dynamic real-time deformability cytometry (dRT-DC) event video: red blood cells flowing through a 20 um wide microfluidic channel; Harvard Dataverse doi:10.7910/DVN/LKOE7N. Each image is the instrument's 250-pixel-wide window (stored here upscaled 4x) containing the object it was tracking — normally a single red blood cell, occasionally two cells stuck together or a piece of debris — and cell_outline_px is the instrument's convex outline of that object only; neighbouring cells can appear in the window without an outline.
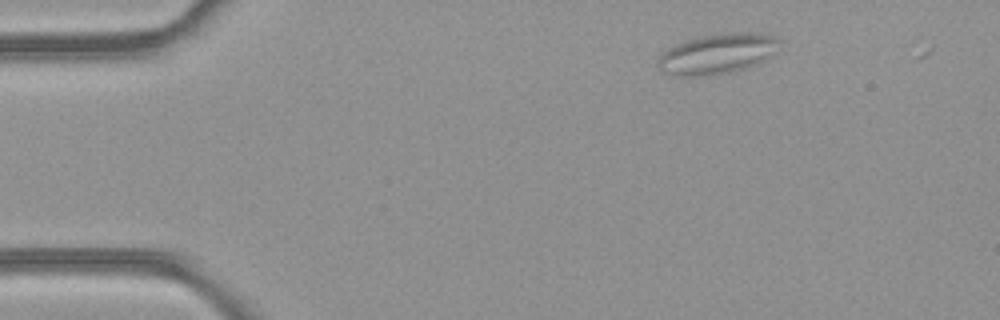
{"species": "common noctule bat (a hibernating species)", "species_latin": "Nyctalus noctula", "temperature_condition": "room temperature", "stored_images_in_passage": 39, "camera_frame_rate_fps": 3000, "um_per_image_px": 0.085, "animal": {"sex": "female", "body_mass_g": 21.9}, "frame": {"image": 1, "passage_image": 2, "time_ms": 0.333, "image_size_px": [1000, 320], "cell_outline_px": [[780, 40], [764, 60], [756, 64], [744, 68], [728, 72], [704, 76], [676, 76], [664, 72], [656, 64], [660, 56], [668, 48], [676, 44], [688, 40], [704, 36], [728, 32], [756, 32], [776, 36]], "centroid_in_image_um": [60.93, 4.57], "position_along_channel_um": 24.1, "area_um2": 27.92}}
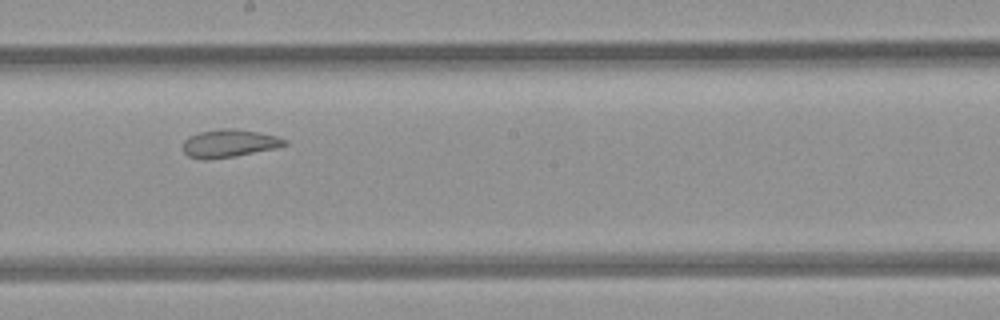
{"frame": {"image": 2, "passage_image": 22, "time_ms": 7.0, "image_size_px": [1000, 320], "cell_outline_px": [[288, 144], [276, 148], [232, 156], [188, 156], [184, 152], [184, 140], [188, 136], [200, 132], [220, 128], [236, 128], [276, 136], [288, 140]], "centroid_in_image_um": [19.54, 12.12], "position_along_channel_um": 228.7, "area_um2": 15.72}}
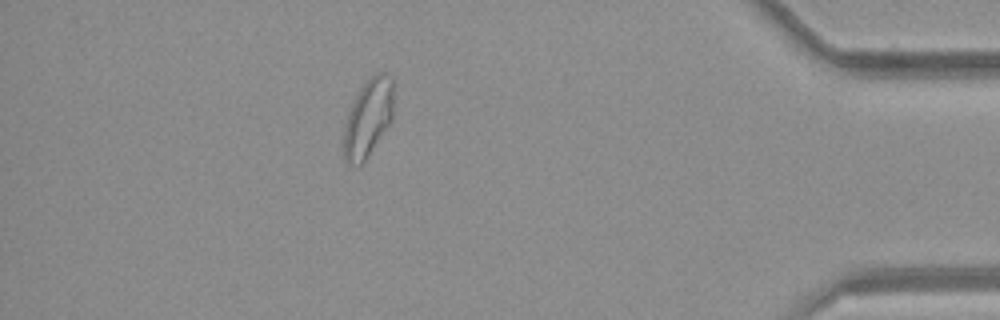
{"frame": {"image": 3, "passage_image": 38, "time_ms": 12.333, "image_size_px": [1000, 320], "cell_outline_px": [[396, 84], [392, 120], [364, 160], [360, 164], [348, 164], [344, 160], [344, 124], [348, 112], [360, 88], [376, 72], [388, 72], [392, 76]], "centroid_in_image_um": [31.34, 9.93], "position_along_channel_um": 403.9, "area_um2": 22.83}}